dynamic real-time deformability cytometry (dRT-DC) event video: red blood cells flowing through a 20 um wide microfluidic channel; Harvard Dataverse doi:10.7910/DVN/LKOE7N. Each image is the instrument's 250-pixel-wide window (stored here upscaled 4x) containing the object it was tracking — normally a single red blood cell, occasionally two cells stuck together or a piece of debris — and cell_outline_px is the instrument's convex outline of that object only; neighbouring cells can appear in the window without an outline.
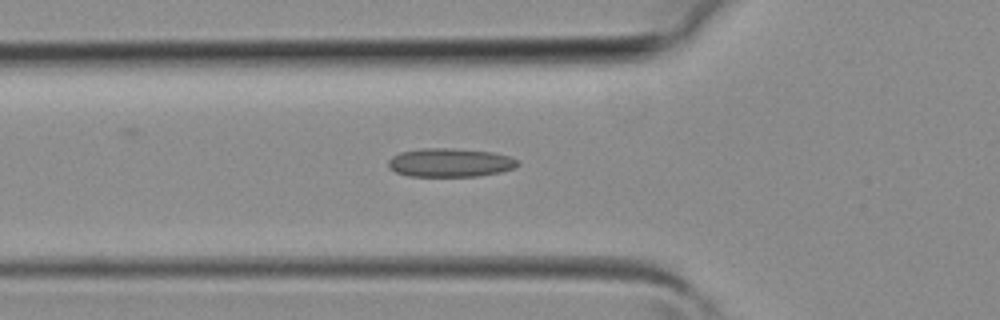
{"species": "common noctule bat (a hibernating species)", "species_latin": "Nyctalus noctula", "temperature_condition": "room temperature", "stored_images_in_passage": 27, "camera_frame_rate_fps": 3000, "um_per_image_px": 0.085, "animal": {"sex": "female", "body_mass_g": 19.3, "forearm_length_mm": 54.1}, "frame": {"image": 1, "passage_image": 5, "time_ms": 1.333, "image_size_px": [1000, 320], "cell_outline_px": [[520, 164], [516, 168], [500, 172], [480, 176], [408, 176], [396, 172], [388, 168], [388, 160], [392, 156], [400, 152], [424, 148], [452, 148], [492, 152], [508, 156], [520, 160]], "centroid_in_image_um": [38.27, 13.82], "position_along_channel_um": 87.5, "area_um2": 21.79}}
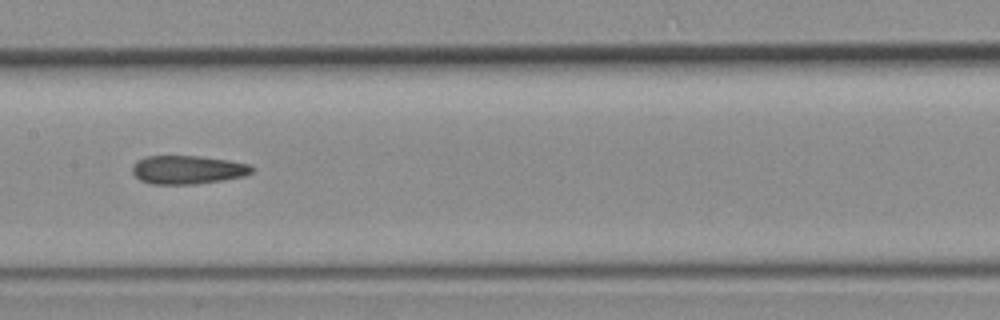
{"frame": {"image": 2, "passage_image": 11, "time_ms": 3.333, "image_size_px": [1000, 320], "cell_outline_px": [[252, 172], [244, 176], [196, 184], [148, 184], [140, 180], [132, 172], [132, 164], [144, 156], [200, 156], [228, 160], [248, 164], [252, 168]], "centroid_in_image_um": [15.89, 14.43], "position_along_channel_um": 191.5, "area_um2": 19.83}}
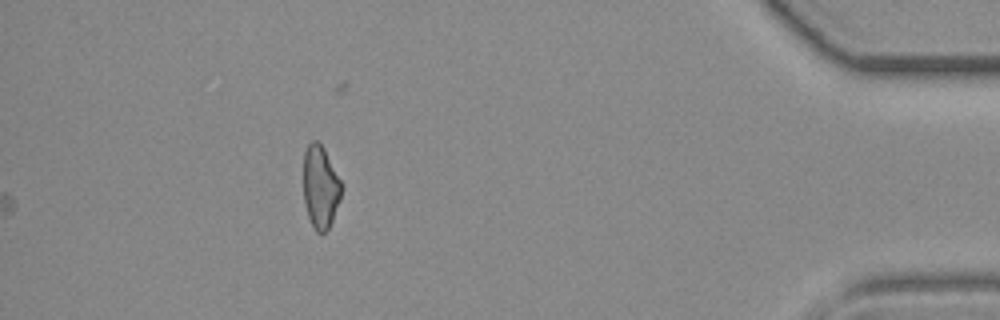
{"frame": {"image": 3, "passage_image": 27, "time_ms": 8.667, "image_size_px": [1000, 320], "cell_outline_px": [[344, 184], [340, 200], [332, 220], [328, 228], [320, 236], [316, 232], [308, 216], [304, 204], [304, 152], [308, 144], [312, 140], [316, 140], [324, 148]], "centroid_in_image_um": [27.26, 15.89], "position_along_channel_um": 407.9, "area_um2": 18.61}}